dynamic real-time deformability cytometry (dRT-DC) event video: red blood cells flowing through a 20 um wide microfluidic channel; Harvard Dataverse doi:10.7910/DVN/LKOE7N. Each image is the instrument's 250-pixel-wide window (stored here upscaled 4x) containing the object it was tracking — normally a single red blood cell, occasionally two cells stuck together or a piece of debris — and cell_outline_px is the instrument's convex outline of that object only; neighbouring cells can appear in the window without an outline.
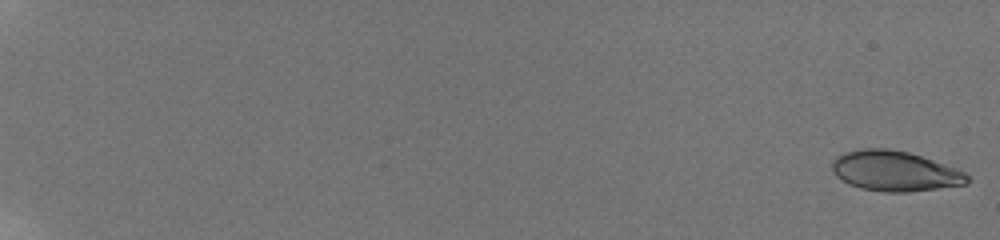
{"species": "human", "species_latin": "Homo sapiens", "temperature_condition": "room temperature", "stored_images_in_passage": 48, "camera_frame_rate_fps": 3000, "um_per_image_px": 0.085, "donor": {"sex": "male"}, "frame": {"image": 1, "passage_image": 1, "time_ms": 0.0, "image_size_px": [1000, 240], "cell_outline_px": [[968, 184], [908, 192], [884, 192], [860, 188], [848, 184], [836, 176], [832, 172], [832, 160], [836, 156], [844, 152], [860, 148], [888, 148], [908, 152], [956, 168], [964, 172], [968, 176]], "centroid_in_image_um": [76.01, 14.54], "position_along_channel_um": 9.0, "area_um2": 31.73}}
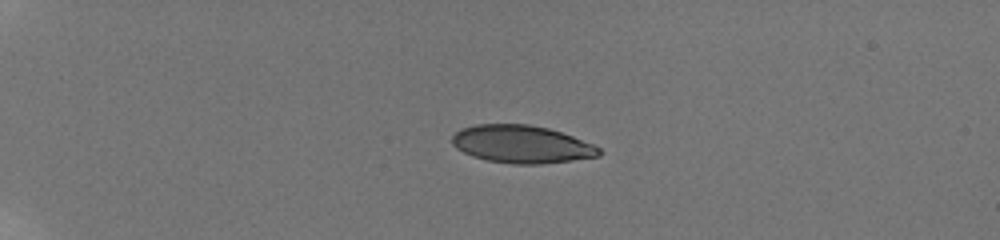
{"frame": {"image": 2, "passage_image": 33, "time_ms": 5.333, "image_size_px": [1000, 240], "cell_outline_px": [[604, 152], [600, 156], [572, 160], [540, 164], [512, 164], [488, 160], [472, 156], [456, 148], [452, 144], [452, 136], [460, 128], [476, 124], [528, 124], [548, 128], [572, 136], [592, 144], [600, 148]], "centroid_in_image_um": [44.33, 12.26], "position_along_channel_um": 40.7, "area_um2": 32.31}}